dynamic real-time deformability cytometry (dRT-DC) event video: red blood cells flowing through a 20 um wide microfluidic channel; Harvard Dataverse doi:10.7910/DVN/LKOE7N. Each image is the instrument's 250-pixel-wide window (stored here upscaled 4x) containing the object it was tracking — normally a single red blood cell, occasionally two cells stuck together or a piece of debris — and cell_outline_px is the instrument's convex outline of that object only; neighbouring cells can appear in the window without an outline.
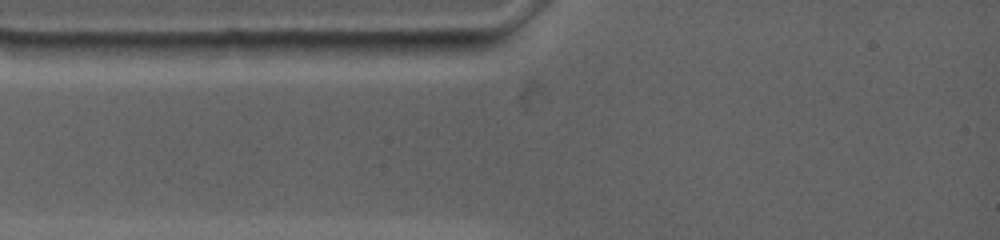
{"species": "common noctule bat (a hibernating species)", "species_latin": "Nyctalus noctula", "temperature_condition": "warm", "stored_images_in_passage": 1, "camera_frame_rate_fps": 4500, "um_per_image_px": 0.085, "animal": {"sex": "female", "body_mass_g": 19.0, "forearm_length_mm": 53.3}, "frame": {"image": 1, "passage_image": 1, "time_ms": 0.0, "image_size_px": [1000, 240], "cell_outline_px": [[252, 44], [240, 56], [180, 60], [152, 44], [224, 40], [248, 40]], "centroid_in_image_um": [17.47, 4.17], "position_along_channel_um": 67.5, "area_um2": 10.0}}